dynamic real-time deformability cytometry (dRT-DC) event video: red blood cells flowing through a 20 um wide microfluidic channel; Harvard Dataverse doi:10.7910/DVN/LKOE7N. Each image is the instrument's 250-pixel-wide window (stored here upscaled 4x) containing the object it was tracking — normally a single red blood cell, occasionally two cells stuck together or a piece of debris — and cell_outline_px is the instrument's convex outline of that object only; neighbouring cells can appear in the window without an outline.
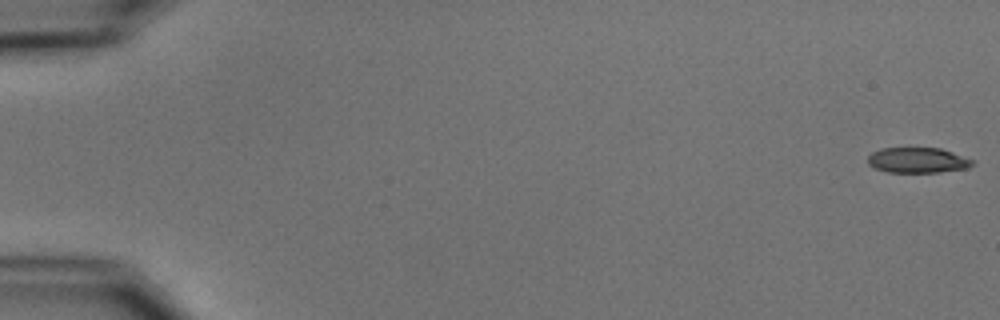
{"species": "common noctule bat (a hibernating species)", "species_latin": "Nyctalus noctula", "temperature_condition": "cold", "stored_images_in_passage": 5, "camera_frame_rate_fps": 3000, "um_per_image_px": 0.085, "animal": {"sex": "male", "body_mass_g": 15.6}, "frame": {"image": 1, "passage_image": 1, "time_ms": 0.0, "image_size_px": [1000, 320], "cell_outline_px": [[976, 164], [968, 168], [940, 172], [888, 172], [876, 168], [868, 164], [868, 156], [872, 152], [880, 148], [940, 148], [976, 160]], "centroid_in_image_um": [78.05, 13.62], "position_along_channel_um": 6.9, "area_um2": 15.61}}
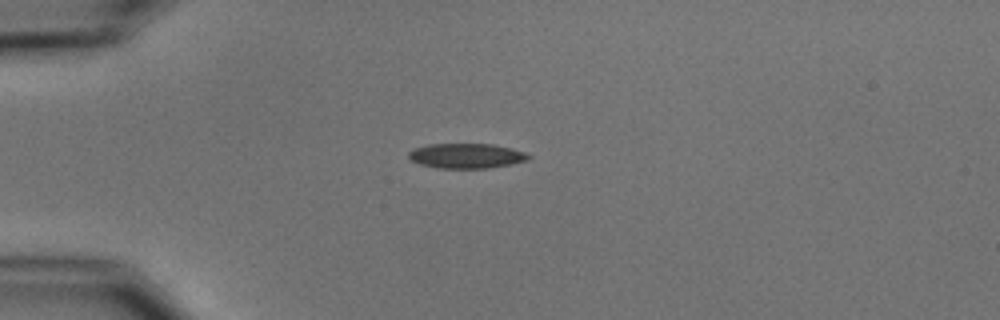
{"frame": {"image": 2, "passage_image": 5, "time_ms": 4.667, "image_size_px": [1000, 320], "cell_outline_px": [[532, 156], [528, 160], [512, 164], [488, 168], [440, 168], [420, 164], [412, 160], [408, 156], [408, 152], [412, 148], [428, 144], [492, 144], [512, 148], [524, 152]], "centroid_in_image_um": [39.65, 13.24], "position_along_channel_um": 45.4, "area_um2": 17.46}}